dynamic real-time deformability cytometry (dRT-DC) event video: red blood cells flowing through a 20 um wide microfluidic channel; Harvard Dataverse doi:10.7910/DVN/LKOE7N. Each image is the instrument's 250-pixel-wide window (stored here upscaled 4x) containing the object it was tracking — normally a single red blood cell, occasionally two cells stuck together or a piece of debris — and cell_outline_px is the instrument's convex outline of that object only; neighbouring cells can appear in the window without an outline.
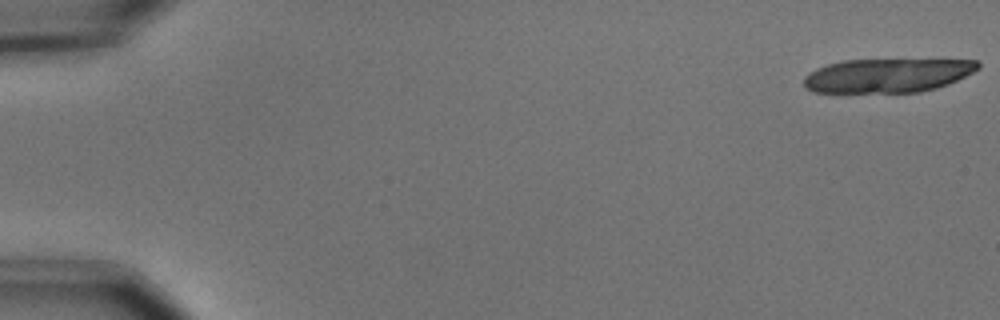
{"species": "common noctule bat (a hibernating species)", "species_latin": "Nyctalus noctula", "temperature_condition": "cold", "stored_images_in_passage": 6, "camera_frame_rate_fps": 3000, "um_per_image_px": 0.085, "animal": {"sex": "male", "body_mass_g": 15.6}, "frame": {"image": 1, "passage_image": 1, "time_ms": 0.0, "image_size_px": [1000, 320], "cell_outline_px": [[980, 68], [948, 84], [936, 88], [920, 92], [812, 92], [804, 88], [804, 76], [808, 72], [816, 68], [828, 64], [844, 60], [980, 60]], "centroid_in_image_um": [75.4, 6.41], "position_along_channel_um": 9.6, "area_um2": 34.39}}